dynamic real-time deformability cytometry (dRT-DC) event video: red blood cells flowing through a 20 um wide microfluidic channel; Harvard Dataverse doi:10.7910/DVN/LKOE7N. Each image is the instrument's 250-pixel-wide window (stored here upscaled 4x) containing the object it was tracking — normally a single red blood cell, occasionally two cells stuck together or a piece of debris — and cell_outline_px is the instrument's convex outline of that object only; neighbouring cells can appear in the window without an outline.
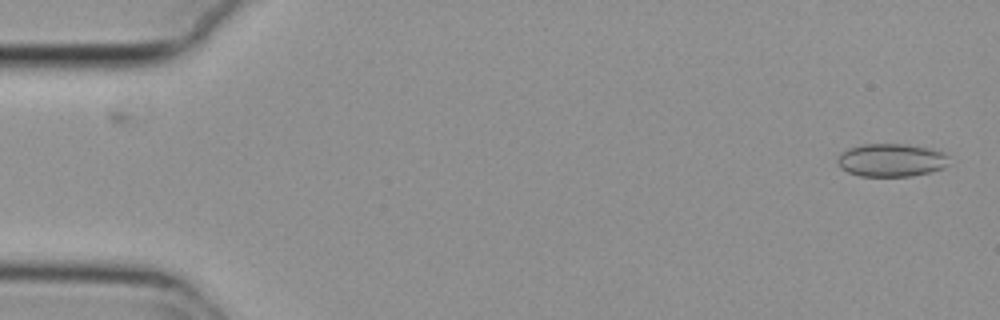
{"species": "common noctule bat (a hibernating species)", "species_latin": "Nyctalus noctula", "temperature_condition": "cold", "stored_images_in_passage": 54, "camera_frame_rate_fps": 3000, "um_per_image_px": 0.085, "animal": {"sex": "female", "body_mass_g": 29.2, "forearm_length_mm": 56.3}, "frame": {"image": 1, "passage_image": 2, "time_ms": 0.333, "image_size_px": [1000, 320], "cell_outline_px": [[948, 164], [944, 168], [932, 172], [912, 176], [860, 176], [848, 172], [840, 168], [836, 160], [840, 152], [848, 148], [864, 144], [908, 144], [928, 148], [944, 152], [948, 156]], "centroid_in_image_um": [75.75, 13.61], "position_along_channel_um": 9.2, "area_um2": 21.73}}
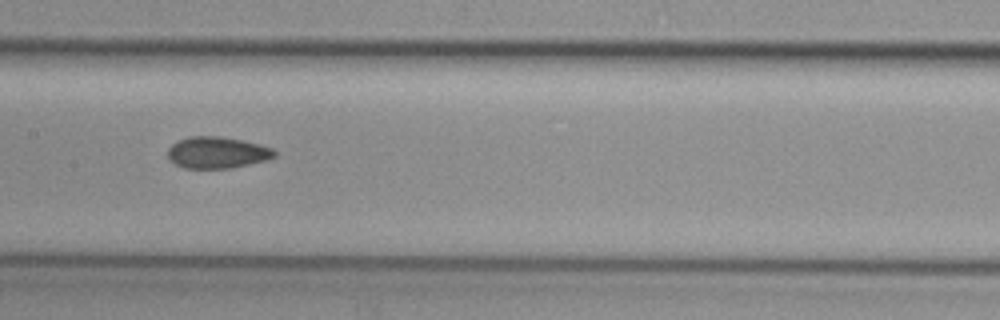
{"frame": {"image": 2, "passage_image": 27, "time_ms": 8.667, "image_size_px": [1000, 320], "cell_outline_px": [[276, 156], [264, 160], [232, 168], [184, 168], [168, 160], [168, 148], [176, 140], [188, 136], [216, 136], [240, 140], [260, 144], [272, 148], [276, 152]], "centroid_in_image_um": [18.41, 12.96], "position_along_channel_um": 189.0, "area_um2": 19.59}}
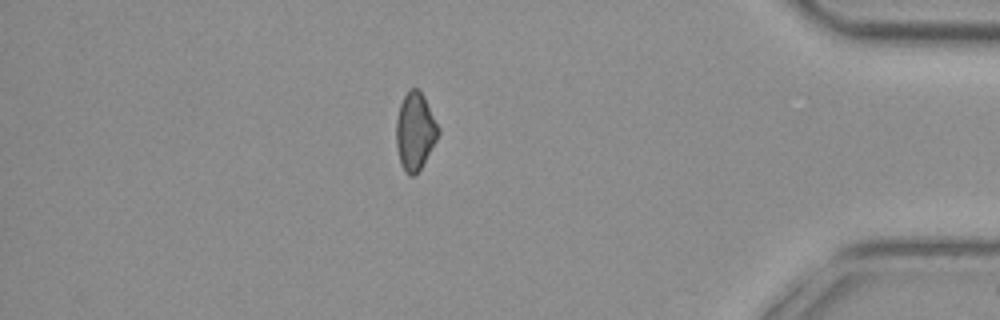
{"frame": {"image": 3, "passage_image": 47, "time_ms": 15.333, "image_size_px": [1000, 320], "cell_outline_px": [[440, 132], [436, 140], [420, 168], [412, 176], [408, 176], [404, 172], [400, 164], [396, 148], [396, 120], [400, 104], [408, 88], [416, 88], [424, 96], [440, 128]], "centroid_in_image_um": [35.26, 11.15], "position_along_channel_um": 399.9, "area_um2": 19.02}, "authors_computed_cell_mechanics": {"area_um2": 19.5942, "velocity_mm_per_s": 3.7813, "shape_relaxation_time_tau1_ms": 6.9675, "shape_relaxation_time_tau2_ms": 3.2445, "deformation_change_tau1": 0.0681, "deformation_change_tau2": 0.0789}}